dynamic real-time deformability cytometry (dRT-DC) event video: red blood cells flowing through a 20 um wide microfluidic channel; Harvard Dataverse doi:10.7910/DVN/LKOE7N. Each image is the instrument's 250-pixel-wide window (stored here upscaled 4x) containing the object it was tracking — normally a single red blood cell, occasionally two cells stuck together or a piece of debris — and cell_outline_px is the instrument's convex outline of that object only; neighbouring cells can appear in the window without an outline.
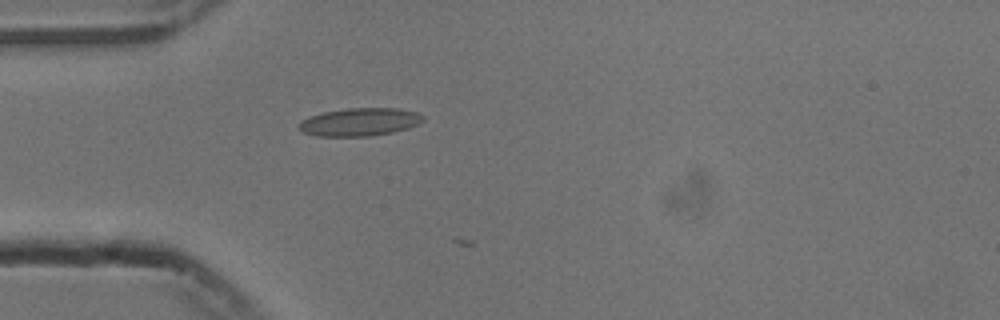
{"species": "common noctule bat (a hibernating species)", "species_latin": "Nyctalus noctula", "temperature_condition": "cold", "stored_images_in_passage": 5, "camera_frame_rate_fps": 3000, "um_per_image_px": 0.085, "animal": {"sex": "male", "body_mass_g": 13.3}, "frame": {"image": 1, "passage_image": 3, "time_ms": 0.667, "image_size_px": [1000, 320], "cell_outline_px": [[424, 120], [420, 124], [408, 128], [392, 132], [368, 136], [316, 136], [300, 132], [296, 128], [296, 124], [300, 120], [324, 112], [348, 108], [396, 108], [416, 112], [424, 116]], "centroid_in_image_um": [30.53, 10.37], "position_along_channel_um": 54.5, "area_um2": 20.4}}